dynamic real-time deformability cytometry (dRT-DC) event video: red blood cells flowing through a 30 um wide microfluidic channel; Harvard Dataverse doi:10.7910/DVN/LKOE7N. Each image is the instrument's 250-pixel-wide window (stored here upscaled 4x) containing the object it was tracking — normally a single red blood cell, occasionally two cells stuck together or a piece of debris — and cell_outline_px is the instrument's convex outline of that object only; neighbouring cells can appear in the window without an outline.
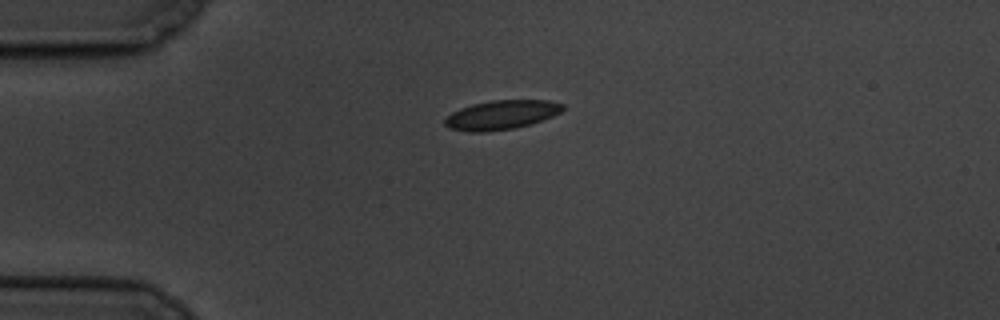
{"species": "common noctule bat (a hibernating species)", "species_latin": "Nyctalus noctula", "temperature_condition": "cold", "stored_images_in_passage": 2, "camera_frame_rate_fps": 3000, "um_per_image_px": 0.085, "animal": {"sex": "male", "body_mass_g": 19.5, "forearm_length_mm": 54.6}, "frame": {"image": 1, "passage_image": 1, "time_ms": 0.0, "image_size_px": [1000, 320], "cell_outline_px": [[564, 108], [560, 112], [552, 116], [532, 124], [516, 128], [488, 132], [468, 132], [448, 128], [444, 124], [444, 120], [452, 112], [460, 108], [472, 104], [492, 100], [548, 100], [564, 104]], "centroid_in_image_um": [42.61, 9.77], "position_along_channel_um": 42.4, "area_um2": 20.23}}